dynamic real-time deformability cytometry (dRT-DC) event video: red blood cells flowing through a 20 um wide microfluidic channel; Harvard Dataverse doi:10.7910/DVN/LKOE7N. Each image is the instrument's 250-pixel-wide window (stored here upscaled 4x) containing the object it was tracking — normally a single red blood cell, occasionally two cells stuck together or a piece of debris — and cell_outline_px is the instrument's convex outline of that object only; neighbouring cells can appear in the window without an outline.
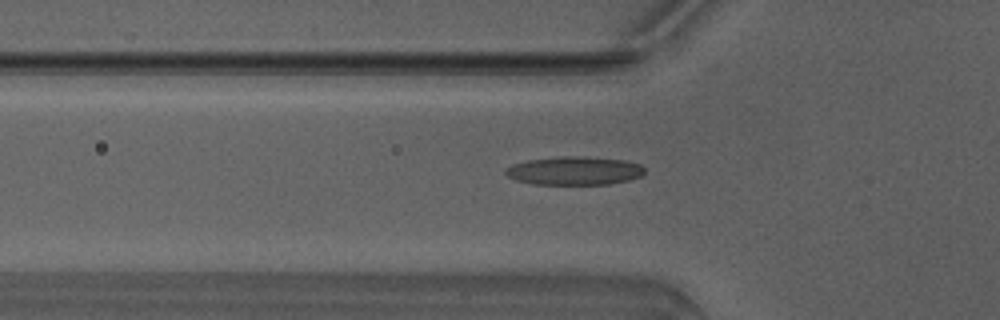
{"species": "Egyptian fruit bat (a non-hibernating species)", "species_latin": "Rousettus aegyptiacus", "temperature_condition": "warm", "stored_images_in_passage": 46, "camera_frame_rate_fps": 3000, "um_per_image_px": 0.085, "animal": {"sex": "male"}, "frame": {"image": 1, "passage_image": 17, "time_ms": 5.333, "image_size_px": [1000, 320], "cell_outline_px": [[644, 172], [640, 176], [628, 180], [608, 184], [532, 184], [516, 180], [508, 176], [504, 172], [504, 168], [512, 164], [528, 160], [564, 156], [580, 156], [624, 160], [640, 164], [644, 168]], "centroid_in_image_um": [48.79, 14.51], "position_along_channel_um": 77.0, "area_um2": 22.95}}
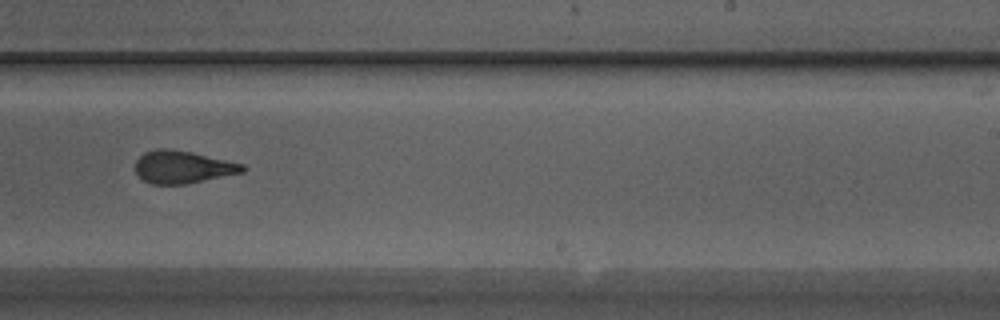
{"frame": {"image": 2, "passage_image": 31, "time_ms": 10.0, "image_size_px": [1000, 320], "cell_outline_px": [[248, 168], [244, 172], [188, 184], [152, 184], [144, 180], [136, 172], [136, 160], [144, 152], [156, 148], [168, 148], [192, 152], [244, 164]], "centroid_in_image_um": [15.56, 14.19], "position_along_channel_um": 273.4, "area_um2": 20.46}}
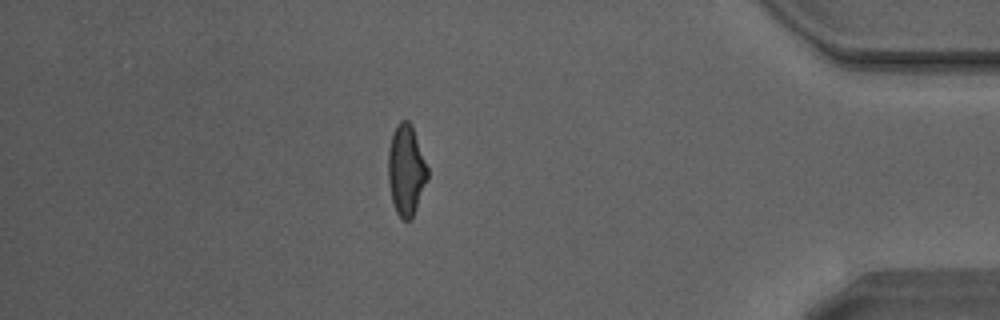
{"frame": {"image": 3, "passage_image": 43, "time_ms": 14.0, "image_size_px": [1000, 320], "cell_outline_px": [[428, 180], [412, 220], [400, 220], [392, 204], [388, 180], [388, 152], [392, 136], [396, 124], [400, 120], [408, 120], [412, 124], [428, 168]], "centroid_in_image_um": [34.53, 14.5], "position_along_channel_um": 400.7, "area_um2": 21.21}}